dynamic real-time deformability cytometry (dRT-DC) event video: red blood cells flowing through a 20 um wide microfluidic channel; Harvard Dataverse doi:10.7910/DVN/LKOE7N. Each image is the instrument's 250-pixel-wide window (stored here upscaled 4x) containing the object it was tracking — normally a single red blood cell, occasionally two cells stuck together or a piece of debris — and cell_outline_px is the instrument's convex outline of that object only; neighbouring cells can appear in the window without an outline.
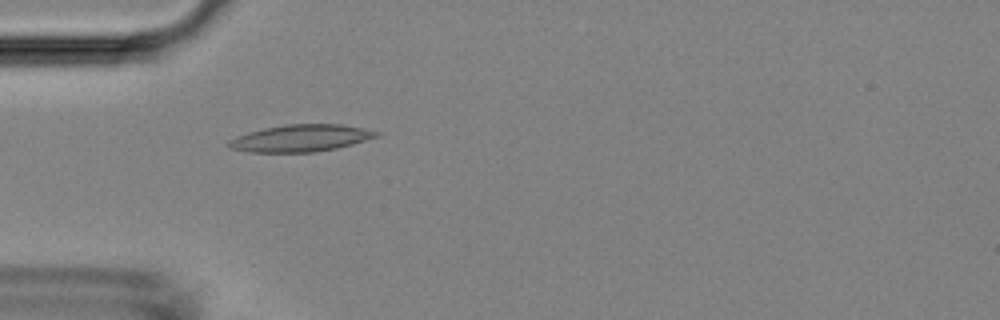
{"species": "Egyptian fruit bat (a non-hibernating species)", "species_latin": "Rousettus aegyptiacus", "temperature_condition": "room temperature", "stored_images_in_passage": 5, "camera_frame_rate_fps": 3000, "um_per_image_px": 0.085, "animal": {"sex": "female"}, "frame": {"image": 1, "passage_image": 5, "time_ms": 4.667, "image_size_px": [1000, 320], "cell_outline_px": [[380, 136], [352, 144], [336, 148], [316, 152], [248, 152], [228, 148], [224, 144], [228, 140], [236, 136], [248, 132], [264, 128], [288, 124], [340, 124], [380, 132]], "centroid_in_image_um": [25.5, 11.75], "position_along_channel_um": 59.5, "area_um2": 23.29}}